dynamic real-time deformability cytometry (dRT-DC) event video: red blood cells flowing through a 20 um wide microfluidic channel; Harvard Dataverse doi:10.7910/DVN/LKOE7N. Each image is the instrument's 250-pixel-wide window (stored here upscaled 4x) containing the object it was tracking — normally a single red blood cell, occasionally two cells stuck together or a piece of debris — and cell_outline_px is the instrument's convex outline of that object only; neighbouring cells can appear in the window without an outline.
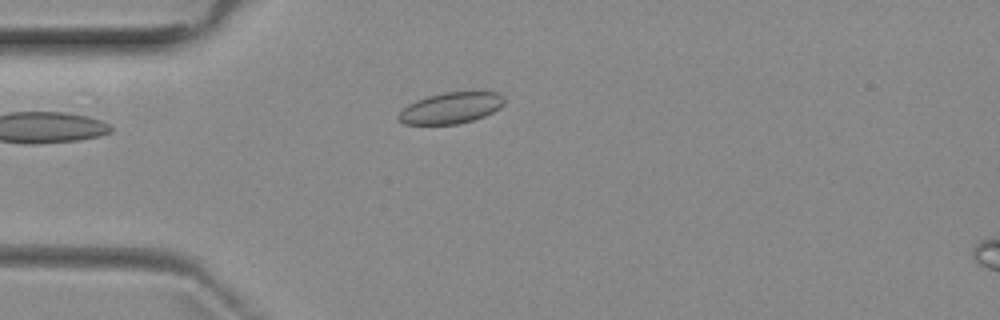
{"species": "common noctule bat (a hibernating species)", "species_latin": "Nyctalus noctula", "temperature_condition": "room temperature", "stored_images_in_passage": 1, "camera_frame_rate_fps": 3000, "um_per_image_px": 0.085, "animal": {"sex": "female", "body_mass_g": 29.2, "forearm_length_mm": 56.3}, "frame": {"image": 1, "passage_image": 1, "time_ms": 0.0, "image_size_px": [1000, 320], "cell_outline_px": [[504, 104], [500, 108], [484, 116], [472, 120], [456, 124], [404, 124], [396, 116], [408, 104], [416, 100], [428, 96], [444, 92], [496, 92], [504, 96]], "centroid_in_image_um": [38.33, 9.17], "position_along_channel_um": 46.7, "area_um2": 19.07}}